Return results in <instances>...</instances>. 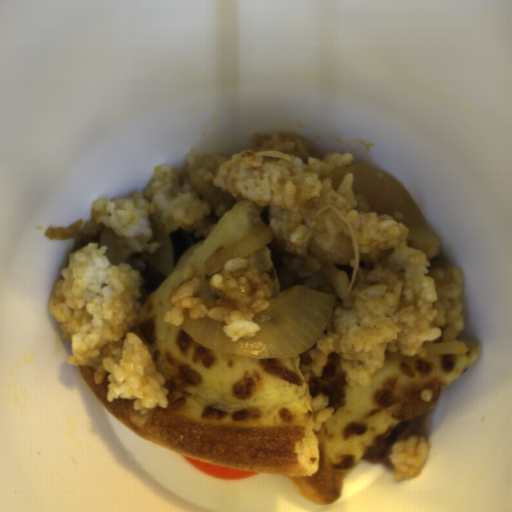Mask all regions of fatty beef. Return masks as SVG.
Listing matches in <instances>:
<instances>
[{"instance_id": "fatty-beef-1", "label": "fatty beef", "mask_w": 512, "mask_h": 512, "mask_svg": "<svg viewBox=\"0 0 512 512\" xmlns=\"http://www.w3.org/2000/svg\"><path fill=\"white\" fill-rule=\"evenodd\" d=\"M71 238L75 239L72 252L80 250L89 243H97L99 249L105 247L104 255L108 263L113 266L127 263L131 266L132 270L139 271L142 277V284L139 286L140 297L138 301L141 306L167 278V276L157 272L142 257L143 253L133 249L124 236L117 235L110 227L102 222L97 223L94 218L86 222L83 229L79 230Z\"/></svg>"}, {"instance_id": "fatty-beef-2", "label": "fatty beef", "mask_w": 512, "mask_h": 512, "mask_svg": "<svg viewBox=\"0 0 512 512\" xmlns=\"http://www.w3.org/2000/svg\"><path fill=\"white\" fill-rule=\"evenodd\" d=\"M265 247L270 249V258L276 269L280 293L296 285H307L314 290L335 296L333 311L341 305L342 298L335 288L320 276L306 271L303 268L304 261L289 253L281 242L272 240Z\"/></svg>"}, {"instance_id": "fatty-beef-3", "label": "fatty beef", "mask_w": 512, "mask_h": 512, "mask_svg": "<svg viewBox=\"0 0 512 512\" xmlns=\"http://www.w3.org/2000/svg\"><path fill=\"white\" fill-rule=\"evenodd\" d=\"M410 436L428 437L424 428L414 421H401L378 446L370 450L361 459L366 460L370 464L381 463L387 469L394 470L393 464L389 460V457L392 454L391 448L396 442L406 441Z\"/></svg>"}, {"instance_id": "fatty-beef-4", "label": "fatty beef", "mask_w": 512, "mask_h": 512, "mask_svg": "<svg viewBox=\"0 0 512 512\" xmlns=\"http://www.w3.org/2000/svg\"><path fill=\"white\" fill-rule=\"evenodd\" d=\"M430 265L426 269H440L444 277L448 280L452 275L451 261L445 255H436L429 260Z\"/></svg>"}, {"instance_id": "fatty-beef-5", "label": "fatty beef", "mask_w": 512, "mask_h": 512, "mask_svg": "<svg viewBox=\"0 0 512 512\" xmlns=\"http://www.w3.org/2000/svg\"><path fill=\"white\" fill-rule=\"evenodd\" d=\"M299 368L306 382H309L312 374V369L310 363L312 361V356L310 354V348L303 353H299Z\"/></svg>"}]
</instances>
